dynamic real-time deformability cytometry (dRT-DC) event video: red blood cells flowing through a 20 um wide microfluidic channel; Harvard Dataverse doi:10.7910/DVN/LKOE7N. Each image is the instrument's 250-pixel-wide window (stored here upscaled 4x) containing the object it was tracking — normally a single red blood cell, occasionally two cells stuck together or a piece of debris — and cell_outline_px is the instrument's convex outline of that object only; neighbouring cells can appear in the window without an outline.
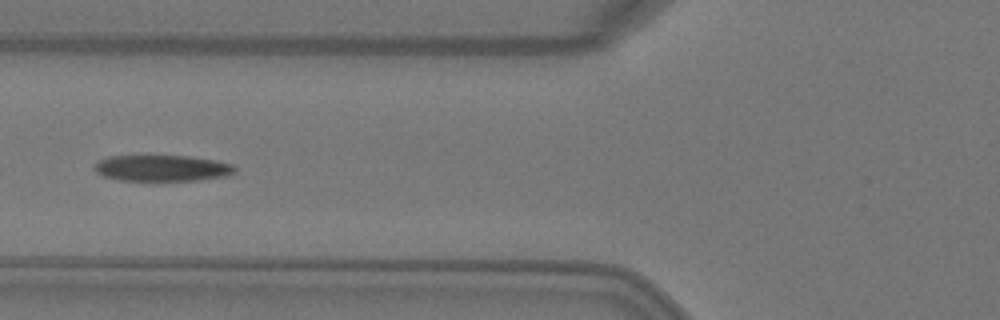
{"species": "Egyptian fruit bat (a non-hibernating species)", "species_latin": "Rousettus aegyptiacus", "temperature_condition": "warm", "stored_images_in_passage": 6, "camera_frame_rate_fps": 3000, "um_per_image_px": 0.085, "animal": {"sex": "female"}, "frame": {"image": 1, "passage_image": 5, "time_ms": 1.333, "image_size_px": [1000, 320], "cell_outline_px": [[236, 172], [228, 176], [200, 180], [156, 184], [120, 180], [100, 176], [92, 168], [96, 160], [108, 156], [148, 152], [188, 156], [216, 160], [232, 164], [236, 168]], "centroid_in_image_um": [13.68, 14.29], "position_along_channel_um": 112.1, "area_um2": 23.99}}
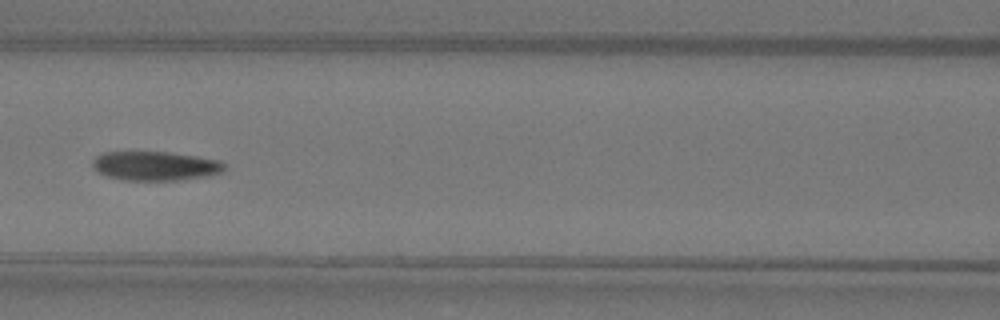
{"frame": {"image": 2, "passage_image": 6, "time_ms": 1.667, "image_size_px": [1000, 320], "cell_outline_px": [[224, 172], [208, 176], [180, 180], [124, 180], [108, 176], [96, 172], [92, 164], [92, 160], [96, 156], [104, 152], [168, 152], [196, 156], [220, 160], [224, 164]], "centroid_in_image_um": [13.2, 14.1], "position_along_channel_um": 153.4, "area_um2": 22.48}}